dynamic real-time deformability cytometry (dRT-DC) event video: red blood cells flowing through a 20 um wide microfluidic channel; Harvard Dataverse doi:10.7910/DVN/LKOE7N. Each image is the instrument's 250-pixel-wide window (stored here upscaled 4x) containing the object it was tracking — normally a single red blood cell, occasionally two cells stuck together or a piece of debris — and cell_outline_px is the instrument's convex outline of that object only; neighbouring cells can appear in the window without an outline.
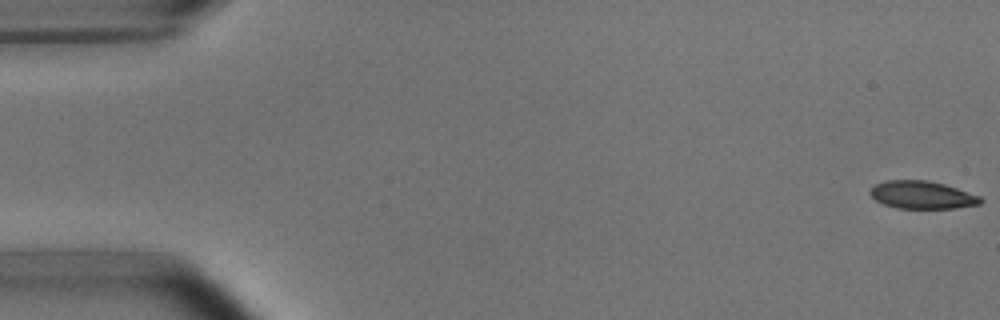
{"species": "common noctule bat (a hibernating species)", "species_latin": "Nyctalus noctula", "temperature_condition": "room temperature", "stored_images_in_passage": 10, "camera_frame_rate_fps": 3000, "um_per_image_px": 0.085, "animal": {"sex": "male", "body_mass_g": 15.6}, "frame": {"image": 1, "passage_image": 1, "time_ms": 0.0, "image_size_px": [1000, 320], "cell_outline_px": [[984, 200], [980, 204], [956, 208], [896, 208], [884, 204], [876, 200], [868, 192], [876, 184], [888, 180], [928, 180], [944, 184], [980, 196]], "centroid_in_image_um": [78.39, 16.57], "position_along_channel_um": 6.6, "area_um2": 17.74}}
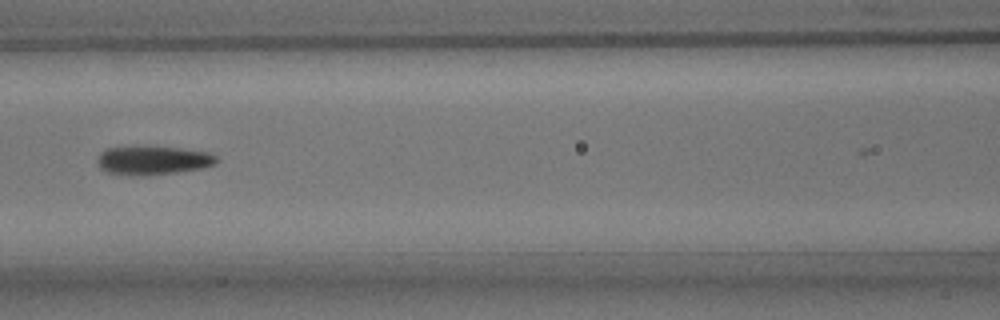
{"frame": {"image": 2, "passage_image": 7, "time_ms": 7.667, "image_size_px": [1000, 320], "cell_outline_px": [[220, 160], [216, 164], [204, 168], [176, 172], [140, 176], [108, 172], [100, 168], [96, 160], [100, 152], [104, 148], [180, 148], [208, 152], [216, 156]], "centroid_in_image_um": [13.03, 13.65], "position_along_channel_um": 153.6, "area_um2": 19.59}}
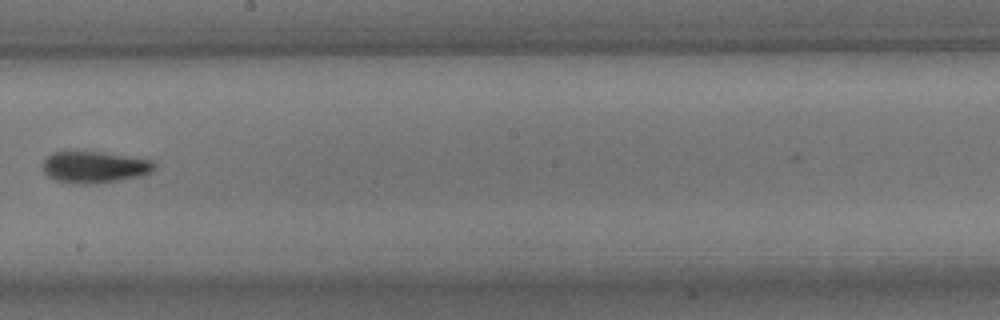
{"frame": {"image": 3, "passage_image": 9, "time_ms": 10.0, "image_size_px": [1000, 320], "cell_outline_px": [[156, 168], [152, 172], [140, 176], [92, 184], [72, 184], [56, 180], [48, 176], [44, 172], [40, 164], [52, 152], [100, 152], [148, 160], [156, 164]], "centroid_in_image_um": [7.97, 14.22], "position_along_channel_um": 240.2, "area_um2": 20.35}}